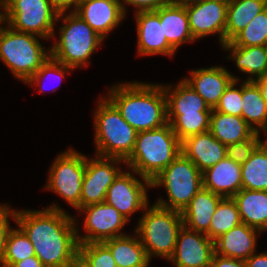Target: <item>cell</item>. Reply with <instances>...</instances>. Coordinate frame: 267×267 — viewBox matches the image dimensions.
I'll list each match as a JSON object with an SVG mask.
<instances>
[{"instance_id": "6da1fadb", "label": "cell", "mask_w": 267, "mask_h": 267, "mask_svg": "<svg viewBox=\"0 0 267 267\" xmlns=\"http://www.w3.org/2000/svg\"><path fill=\"white\" fill-rule=\"evenodd\" d=\"M15 221L45 267H73L78 261L77 224L56 204L39 211H16Z\"/></svg>"}, {"instance_id": "7a4b0ae2", "label": "cell", "mask_w": 267, "mask_h": 267, "mask_svg": "<svg viewBox=\"0 0 267 267\" xmlns=\"http://www.w3.org/2000/svg\"><path fill=\"white\" fill-rule=\"evenodd\" d=\"M110 89L107 98L137 132L157 129L168 123L163 85L131 82L116 84Z\"/></svg>"}, {"instance_id": "3957f363", "label": "cell", "mask_w": 267, "mask_h": 267, "mask_svg": "<svg viewBox=\"0 0 267 267\" xmlns=\"http://www.w3.org/2000/svg\"><path fill=\"white\" fill-rule=\"evenodd\" d=\"M181 153V142L171 124L137 133L131 155L125 160L130 171L152 181Z\"/></svg>"}, {"instance_id": "277c9868", "label": "cell", "mask_w": 267, "mask_h": 267, "mask_svg": "<svg viewBox=\"0 0 267 267\" xmlns=\"http://www.w3.org/2000/svg\"><path fill=\"white\" fill-rule=\"evenodd\" d=\"M98 104L94 112L96 155L125 161L133 151L138 132L107 97Z\"/></svg>"}, {"instance_id": "5b68a950", "label": "cell", "mask_w": 267, "mask_h": 267, "mask_svg": "<svg viewBox=\"0 0 267 267\" xmlns=\"http://www.w3.org/2000/svg\"><path fill=\"white\" fill-rule=\"evenodd\" d=\"M135 230L148 259L155 256L166 260L175 252L177 237L183 227L181 212L160 207L156 204L145 208Z\"/></svg>"}, {"instance_id": "8992f818", "label": "cell", "mask_w": 267, "mask_h": 267, "mask_svg": "<svg viewBox=\"0 0 267 267\" xmlns=\"http://www.w3.org/2000/svg\"><path fill=\"white\" fill-rule=\"evenodd\" d=\"M65 15V12L58 13L57 20L61 18L64 22L59 41L49 48L50 57L73 69L86 67L103 38L74 12Z\"/></svg>"}, {"instance_id": "52a82bcc", "label": "cell", "mask_w": 267, "mask_h": 267, "mask_svg": "<svg viewBox=\"0 0 267 267\" xmlns=\"http://www.w3.org/2000/svg\"><path fill=\"white\" fill-rule=\"evenodd\" d=\"M6 27H0V59L26 83L48 60L50 50H44L36 35Z\"/></svg>"}, {"instance_id": "ba28073f", "label": "cell", "mask_w": 267, "mask_h": 267, "mask_svg": "<svg viewBox=\"0 0 267 267\" xmlns=\"http://www.w3.org/2000/svg\"><path fill=\"white\" fill-rule=\"evenodd\" d=\"M151 186H164L167 191L169 202L159 198L156 205L182 212L203 188L202 172L180 153L151 181Z\"/></svg>"}, {"instance_id": "9c48e42d", "label": "cell", "mask_w": 267, "mask_h": 267, "mask_svg": "<svg viewBox=\"0 0 267 267\" xmlns=\"http://www.w3.org/2000/svg\"><path fill=\"white\" fill-rule=\"evenodd\" d=\"M3 12L4 21L15 31L44 39L54 36L58 13L49 0H7Z\"/></svg>"}, {"instance_id": "30bf717a", "label": "cell", "mask_w": 267, "mask_h": 267, "mask_svg": "<svg viewBox=\"0 0 267 267\" xmlns=\"http://www.w3.org/2000/svg\"><path fill=\"white\" fill-rule=\"evenodd\" d=\"M86 170V156L73 149L57 156L50 167L46 189L54 191L75 209L81 208V189Z\"/></svg>"}, {"instance_id": "8fae6325", "label": "cell", "mask_w": 267, "mask_h": 267, "mask_svg": "<svg viewBox=\"0 0 267 267\" xmlns=\"http://www.w3.org/2000/svg\"><path fill=\"white\" fill-rule=\"evenodd\" d=\"M85 212L84 230L85 236L78 235L79 244L103 242L105 240L124 236L120 230L127 223L126 219L118 210L105 201L97 204H91L79 209V212Z\"/></svg>"}, {"instance_id": "7c38bea8", "label": "cell", "mask_w": 267, "mask_h": 267, "mask_svg": "<svg viewBox=\"0 0 267 267\" xmlns=\"http://www.w3.org/2000/svg\"><path fill=\"white\" fill-rule=\"evenodd\" d=\"M125 162L119 158L101 157L88 159L81 189V208L105 201L108 188L122 172L117 166Z\"/></svg>"}, {"instance_id": "4fadbf2b", "label": "cell", "mask_w": 267, "mask_h": 267, "mask_svg": "<svg viewBox=\"0 0 267 267\" xmlns=\"http://www.w3.org/2000/svg\"><path fill=\"white\" fill-rule=\"evenodd\" d=\"M144 183L130 172H121L108 188L105 202L129 220L131 214L148 206L146 188L152 186L151 181Z\"/></svg>"}, {"instance_id": "5bb4252c", "label": "cell", "mask_w": 267, "mask_h": 267, "mask_svg": "<svg viewBox=\"0 0 267 267\" xmlns=\"http://www.w3.org/2000/svg\"><path fill=\"white\" fill-rule=\"evenodd\" d=\"M229 1H206L183 3L189 19V26L196 41L210 34H218L221 45L225 44V26Z\"/></svg>"}, {"instance_id": "9a60e30c", "label": "cell", "mask_w": 267, "mask_h": 267, "mask_svg": "<svg viewBox=\"0 0 267 267\" xmlns=\"http://www.w3.org/2000/svg\"><path fill=\"white\" fill-rule=\"evenodd\" d=\"M215 254L214 241L205 233L180 229L175 252L169 259L176 267H209Z\"/></svg>"}, {"instance_id": "2e32d148", "label": "cell", "mask_w": 267, "mask_h": 267, "mask_svg": "<svg viewBox=\"0 0 267 267\" xmlns=\"http://www.w3.org/2000/svg\"><path fill=\"white\" fill-rule=\"evenodd\" d=\"M124 5L120 0H80L74 13L104 39L125 19Z\"/></svg>"}, {"instance_id": "e0dca14e", "label": "cell", "mask_w": 267, "mask_h": 267, "mask_svg": "<svg viewBox=\"0 0 267 267\" xmlns=\"http://www.w3.org/2000/svg\"><path fill=\"white\" fill-rule=\"evenodd\" d=\"M191 79H184L193 90L198 93L205 103L214 109L220 97L233 80L238 77L233 76L224 67H210L192 70Z\"/></svg>"}, {"instance_id": "ac0fdd59", "label": "cell", "mask_w": 267, "mask_h": 267, "mask_svg": "<svg viewBox=\"0 0 267 267\" xmlns=\"http://www.w3.org/2000/svg\"><path fill=\"white\" fill-rule=\"evenodd\" d=\"M135 16L138 34V54L173 56L176 50L167 42L166 36H163L162 23H160L159 16L154 11L138 12Z\"/></svg>"}, {"instance_id": "d6986e66", "label": "cell", "mask_w": 267, "mask_h": 267, "mask_svg": "<svg viewBox=\"0 0 267 267\" xmlns=\"http://www.w3.org/2000/svg\"><path fill=\"white\" fill-rule=\"evenodd\" d=\"M181 153L190 159L201 172L227 157L226 146L209 131L183 140Z\"/></svg>"}, {"instance_id": "ffe728a7", "label": "cell", "mask_w": 267, "mask_h": 267, "mask_svg": "<svg viewBox=\"0 0 267 267\" xmlns=\"http://www.w3.org/2000/svg\"><path fill=\"white\" fill-rule=\"evenodd\" d=\"M203 188L223 198H232L242 190L241 165L227 157L202 172Z\"/></svg>"}, {"instance_id": "44dd1931", "label": "cell", "mask_w": 267, "mask_h": 267, "mask_svg": "<svg viewBox=\"0 0 267 267\" xmlns=\"http://www.w3.org/2000/svg\"><path fill=\"white\" fill-rule=\"evenodd\" d=\"M154 12L162 23L163 36L175 50L184 42H194L186 8L180 0H169Z\"/></svg>"}, {"instance_id": "7402d4cb", "label": "cell", "mask_w": 267, "mask_h": 267, "mask_svg": "<svg viewBox=\"0 0 267 267\" xmlns=\"http://www.w3.org/2000/svg\"><path fill=\"white\" fill-rule=\"evenodd\" d=\"M259 230L241 223L214 240L215 254L233 259L247 260L256 249Z\"/></svg>"}, {"instance_id": "603a6c76", "label": "cell", "mask_w": 267, "mask_h": 267, "mask_svg": "<svg viewBox=\"0 0 267 267\" xmlns=\"http://www.w3.org/2000/svg\"><path fill=\"white\" fill-rule=\"evenodd\" d=\"M222 198L202 188L181 212L184 226L206 234L210 230L213 214Z\"/></svg>"}, {"instance_id": "cb8c5ba5", "label": "cell", "mask_w": 267, "mask_h": 267, "mask_svg": "<svg viewBox=\"0 0 267 267\" xmlns=\"http://www.w3.org/2000/svg\"><path fill=\"white\" fill-rule=\"evenodd\" d=\"M209 132L223 145L250 139L256 131L242 118L212 109Z\"/></svg>"}, {"instance_id": "d4e9b609", "label": "cell", "mask_w": 267, "mask_h": 267, "mask_svg": "<svg viewBox=\"0 0 267 267\" xmlns=\"http://www.w3.org/2000/svg\"><path fill=\"white\" fill-rule=\"evenodd\" d=\"M232 198L242 223L261 232L267 230V191L242 189Z\"/></svg>"}, {"instance_id": "484cf974", "label": "cell", "mask_w": 267, "mask_h": 267, "mask_svg": "<svg viewBox=\"0 0 267 267\" xmlns=\"http://www.w3.org/2000/svg\"><path fill=\"white\" fill-rule=\"evenodd\" d=\"M176 87L172 89L171 86H163L167 115L198 114V111H212L204 99L184 79L179 81Z\"/></svg>"}, {"instance_id": "4316f807", "label": "cell", "mask_w": 267, "mask_h": 267, "mask_svg": "<svg viewBox=\"0 0 267 267\" xmlns=\"http://www.w3.org/2000/svg\"><path fill=\"white\" fill-rule=\"evenodd\" d=\"M266 7L267 0H229L225 26V43H229Z\"/></svg>"}, {"instance_id": "83f0119b", "label": "cell", "mask_w": 267, "mask_h": 267, "mask_svg": "<svg viewBox=\"0 0 267 267\" xmlns=\"http://www.w3.org/2000/svg\"><path fill=\"white\" fill-rule=\"evenodd\" d=\"M138 235H124L103 241L109 248L116 265L122 267H148L150 260Z\"/></svg>"}, {"instance_id": "f1b7e54d", "label": "cell", "mask_w": 267, "mask_h": 267, "mask_svg": "<svg viewBox=\"0 0 267 267\" xmlns=\"http://www.w3.org/2000/svg\"><path fill=\"white\" fill-rule=\"evenodd\" d=\"M241 106V117L257 133H260V130L267 129V102L255 81H244L242 83Z\"/></svg>"}, {"instance_id": "f546056e", "label": "cell", "mask_w": 267, "mask_h": 267, "mask_svg": "<svg viewBox=\"0 0 267 267\" xmlns=\"http://www.w3.org/2000/svg\"><path fill=\"white\" fill-rule=\"evenodd\" d=\"M225 50L231 51L229 59H234L237 67L248 73L247 81H254L267 75V47L266 46H231L229 43L222 45ZM256 76V78L252 77Z\"/></svg>"}, {"instance_id": "4dcf8cb0", "label": "cell", "mask_w": 267, "mask_h": 267, "mask_svg": "<svg viewBox=\"0 0 267 267\" xmlns=\"http://www.w3.org/2000/svg\"><path fill=\"white\" fill-rule=\"evenodd\" d=\"M242 189L267 191V149L261 143L241 165Z\"/></svg>"}, {"instance_id": "1f68e13d", "label": "cell", "mask_w": 267, "mask_h": 267, "mask_svg": "<svg viewBox=\"0 0 267 267\" xmlns=\"http://www.w3.org/2000/svg\"><path fill=\"white\" fill-rule=\"evenodd\" d=\"M211 113L212 111H198V114L167 115V122L182 142L188 137L208 132Z\"/></svg>"}, {"instance_id": "d6a6232c", "label": "cell", "mask_w": 267, "mask_h": 267, "mask_svg": "<svg viewBox=\"0 0 267 267\" xmlns=\"http://www.w3.org/2000/svg\"><path fill=\"white\" fill-rule=\"evenodd\" d=\"M241 223L240 213L235 200L233 198H222L216 212L213 214L210 230L206 235L214 241Z\"/></svg>"}, {"instance_id": "836d02e7", "label": "cell", "mask_w": 267, "mask_h": 267, "mask_svg": "<svg viewBox=\"0 0 267 267\" xmlns=\"http://www.w3.org/2000/svg\"><path fill=\"white\" fill-rule=\"evenodd\" d=\"M11 228L6 238L4 258L1 267H11L18 261H23L35 255L34 246L24 231Z\"/></svg>"}, {"instance_id": "e575fe53", "label": "cell", "mask_w": 267, "mask_h": 267, "mask_svg": "<svg viewBox=\"0 0 267 267\" xmlns=\"http://www.w3.org/2000/svg\"><path fill=\"white\" fill-rule=\"evenodd\" d=\"M231 46H266L267 45V7L260 12L230 42Z\"/></svg>"}, {"instance_id": "d590c367", "label": "cell", "mask_w": 267, "mask_h": 267, "mask_svg": "<svg viewBox=\"0 0 267 267\" xmlns=\"http://www.w3.org/2000/svg\"><path fill=\"white\" fill-rule=\"evenodd\" d=\"M78 261L84 267H113L116 262L103 242L79 244Z\"/></svg>"}, {"instance_id": "8d00e7d4", "label": "cell", "mask_w": 267, "mask_h": 267, "mask_svg": "<svg viewBox=\"0 0 267 267\" xmlns=\"http://www.w3.org/2000/svg\"><path fill=\"white\" fill-rule=\"evenodd\" d=\"M238 80H233L230 85L226 88L223 95L216 107L213 109L217 112L230 114L234 116H242V84L240 89L235 88Z\"/></svg>"}, {"instance_id": "74e56055", "label": "cell", "mask_w": 267, "mask_h": 267, "mask_svg": "<svg viewBox=\"0 0 267 267\" xmlns=\"http://www.w3.org/2000/svg\"><path fill=\"white\" fill-rule=\"evenodd\" d=\"M260 133H255L250 139L243 142L226 146V156L237 164H244L252 155L254 150L261 144Z\"/></svg>"}, {"instance_id": "f35d334b", "label": "cell", "mask_w": 267, "mask_h": 267, "mask_svg": "<svg viewBox=\"0 0 267 267\" xmlns=\"http://www.w3.org/2000/svg\"><path fill=\"white\" fill-rule=\"evenodd\" d=\"M71 67H68L62 63L55 61L53 58L49 57L48 60L37 70V72L26 82L28 85L37 84L40 90L43 91V86H41L42 79H45L48 75L51 76L52 74L55 75L58 79H63L65 73H69ZM53 89V88H52Z\"/></svg>"}, {"instance_id": "ab89813d", "label": "cell", "mask_w": 267, "mask_h": 267, "mask_svg": "<svg viewBox=\"0 0 267 267\" xmlns=\"http://www.w3.org/2000/svg\"><path fill=\"white\" fill-rule=\"evenodd\" d=\"M9 205L0 204V266L4 258L6 238L11 227L8 218L11 216L15 220V210H11Z\"/></svg>"}, {"instance_id": "60d3db41", "label": "cell", "mask_w": 267, "mask_h": 267, "mask_svg": "<svg viewBox=\"0 0 267 267\" xmlns=\"http://www.w3.org/2000/svg\"><path fill=\"white\" fill-rule=\"evenodd\" d=\"M125 4H131L138 8V12L156 11L161 6H164L169 0H123Z\"/></svg>"}, {"instance_id": "b9f144b4", "label": "cell", "mask_w": 267, "mask_h": 267, "mask_svg": "<svg viewBox=\"0 0 267 267\" xmlns=\"http://www.w3.org/2000/svg\"><path fill=\"white\" fill-rule=\"evenodd\" d=\"M209 267H247L245 260L233 259L214 254Z\"/></svg>"}, {"instance_id": "7bdbcfd3", "label": "cell", "mask_w": 267, "mask_h": 267, "mask_svg": "<svg viewBox=\"0 0 267 267\" xmlns=\"http://www.w3.org/2000/svg\"><path fill=\"white\" fill-rule=\"evenodd\" d=\"M51 6L57 11V13L67 12L72 6L73 12L76 10L80 0H49Z\"/></svg>"}, {"instance_id": "ee69618b", "label": "cell", "mask_w": 267, "mask_h": 267, "mask_svg": "<svg viewBox=\"0 0 267 267\" xmlns=\"http://www.w3.org/2000/svg\"><path fill=\"white\" fill-rule=\"evenodd\" d=\"M247 267H267V252L260 254H252L247 260H245Z\"/></svg>"}, {"instance_id": "f6af8a7d", "label": "cell", "mask_w": 267, "mask_h": 267, "mask_svg": "<svg viewBox=\"0 0 267 267\" xmlns=\"http://www.w3.org/2000/svg\"><path fill=\"white\" fill-rule=\"evenodd\" d=\"M11 267H45L42 262L36 257L32 256L23 261L14 263Z\"/></svg>"}, {"instance_id": "bcb514c9", "label": "cell", "mask_w": 267, "mask_h": 267, "mask_svg": "<svg viewBox=\"0 0 267 267\" xmlns=\"http://www.w3.org/2000/svg\"><path fill=\"white\" fill-rule=\"evenodd\" d=\"M254 81L258 84L262 92V96L267 102V75L262 78L255 79Z\"/></svg>"}, {"instance_id": "7dc6e473", "label": "cell", "mask_w": 267, "mask_h": 267, "mask_svg": "<svg viewBox=\"0 0 267 267\" xmlns=\"http://www.w3.org/2000/svg\"><path fill=\"white\" fill-rule=\"evenodd\" d=\"M182 3L206 2V1H229V0H180Z\"/></svg>"}, {"instance_id": "c3c4849f", "label": "cell", "mask_w": 267, "mask_h": 267, "mask_svg": "<svg viewBox=\"0 0 267 267\" xmlns=\"http://www.w3.org/2000/svg\"><path fill=\"white\" fill-rule=\"evenodd\" d=\"M2 6V10H4V3L0 0V7ZM4 21V13H2V11H0V25L1 23L3 24ZM1 27V26H0Z\"/></svg>"}, {"instance_id": "681fc988", "label": "cell", "mask_w": 267, "mask_h": 267, "mask_svg": "<svg viewBox=\"0 0 267 267\" xmlns=\"http://www.w3.org/2000/svg\"><path fill=\"white\" fill-rule=\"evenodd\" d=\"M264 131V133L267 135V129H265V130H263ZM263 145H264V147L267 149V138L265 139V141L263 142H261Z\"/></svg>"}, {"instance_id": "f907efd6", "label": "cell", "mask_w": 267, "mask_h": 267, "mask_svg": "<svg viewBox=\"0 0 267 267\" xmlns=\"http://www.w3.org/2000/svg\"><path fill=\"white\" fill-rule=\"evenodd\" d=\"M73 267H84L79 261H77Z\"/></svg>"}]
</instances>
